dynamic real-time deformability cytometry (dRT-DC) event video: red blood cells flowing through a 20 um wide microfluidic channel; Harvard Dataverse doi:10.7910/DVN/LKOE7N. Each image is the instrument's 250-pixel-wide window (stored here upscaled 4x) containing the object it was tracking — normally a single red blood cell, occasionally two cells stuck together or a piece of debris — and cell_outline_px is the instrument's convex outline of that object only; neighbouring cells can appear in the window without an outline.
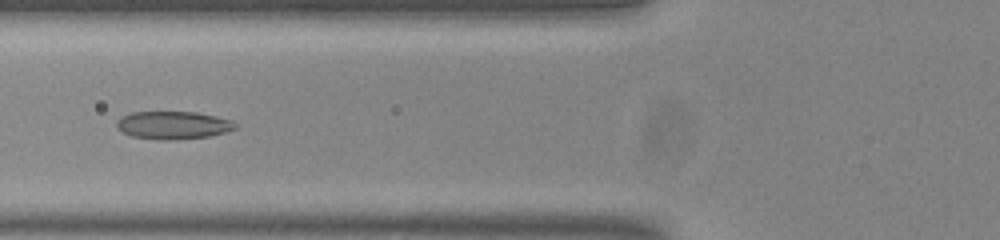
{"species": "common noctule bat (a hibernating species)", "species_latin": "Nyctalus noctula", "temperature_condition": "room temperature", "stored_images_in_passage": 41, "camera_frame_rate_fps": 3000, "um_per_image_px": 0.085, "animal": {"sex": "male", "body_mass_g": 20.0, "forearm_length_mm": 53.3}, "frame": {"image": 1, "passage_image": 8, "time_ms": 2.333, "image_size_px": [1000, 240], "cell_outline_px": [[236, 128], [224, 132], [208, 136], [176, 140], [156, 140], [132, 136], [116, 128], [116, 120], [120, 116], [132, 112], [196, 112], [216, 116], [232, 120], [236, 124]], "centroid_in_image_um": [14.68, 10.64], "position_along_channel_um": 111.1, "area_um2": 19.36}}
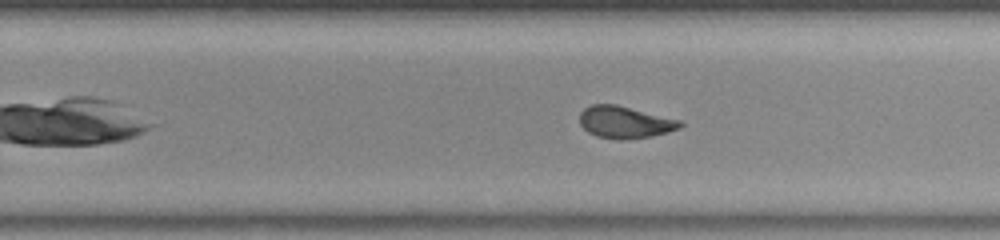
{"frame": {"image": 2, "passage_image": 21, "time_ms": 6.667, "image_size_px": [1000, 240], "cell_outline_px": [[684, 124], [680, 128], [668, 132], [652, 136], [620, 140], [596, 136], [588, 132], [580, 124], [580, 112], [584, 108], [592, 104], [616, 104], [680, 120]], "centroid_in_image_um": [53.11, 10.38], "position_along_channel_um": 276.7, "area_um2": 18.73}}
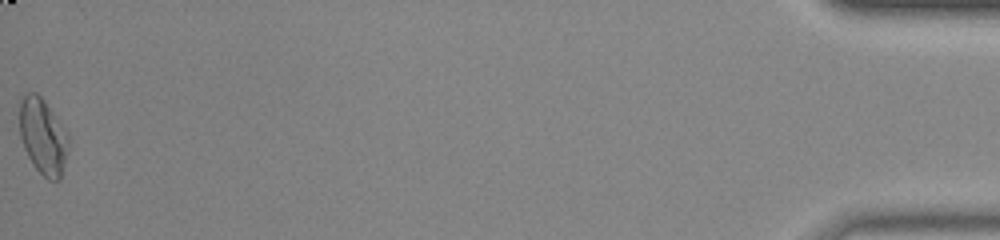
{"frame": {"image": 3, "passage_image": 41, "time_ms": 13.333, "image_size_px": [1000, 240], "cell_outline_px": [[68, 152], [60, 180], [48, 180], [32, 164], [24, 148], [20, 136], [20, 100], [28, 92], [36, 92], [44, 100], [68, 132]], "centroid_in_image_um": [3.66, 11.6], "position_along_channel_um": 431.5, "area_um2": 21.68}, "authors_computed_cell_mechanics": {"area_um2": 19.2474, "velocity_mm_per_s": 3.8266, "shape_relaxation_time_tau1_ms": 7.2915, "shape_relaxation_time_tau2_ms": 1.2085, "deformation_change_tau1": 0.1781, "deformation_change_tau2": 0.0681}}